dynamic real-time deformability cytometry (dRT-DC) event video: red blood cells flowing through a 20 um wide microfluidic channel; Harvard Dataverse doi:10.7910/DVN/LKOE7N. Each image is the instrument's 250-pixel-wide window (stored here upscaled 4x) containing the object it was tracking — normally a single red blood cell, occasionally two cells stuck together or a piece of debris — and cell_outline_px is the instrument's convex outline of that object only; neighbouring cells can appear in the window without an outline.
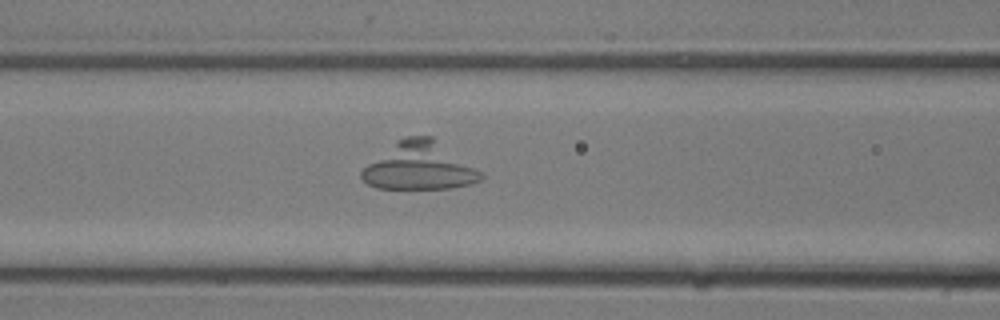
{"species": "common noctule bat (a hibernating species)", "species_latin": "Nyctalus noctula", "temperature_condition": "room temperature", "stored_images_in_passage": 21, "segment_of_instrument_passage": [1, 2], "camera_frame_rate_fps": 3000, "um_per_image_px": 0.085, "animal": {"sex": "male", "body_mass_g": 13.3}, "frame": {"image": 1, "passage_image": 6, "time_ms": 1.667, "image_size_px": [1000, 320], "cell_outline_px": [[484, 176], [480, 180], [468, 184], [448, 188], [376, 188], [368, 184], [360, 176], [360, 172], [368, 164], [396, 140], [404, 136], [432, 136], [484, 172]], "centroid_in_image_um": [35.68, 14.11], "position_along_channel_um": 130.9, "area_um2": 32.95}}
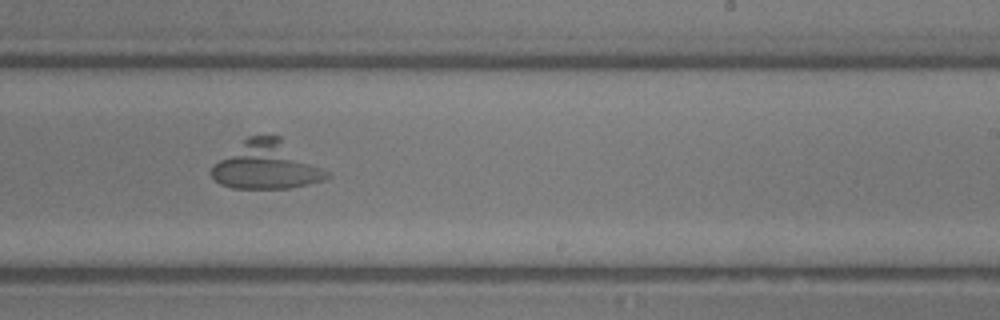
{"frame": {"image": 2, "passage_image": 11, "time_ms": 3.333, "image_size_px": [1000, 320], "cell_outline_px": [[332, 176], [324, 180], [308, 184], [288, 188], [232, 188], [220, 184], [212, 176], [212, 164], [248, 136], [280, 136], [328, 172]], "centroid_in_image_um": [22.65, 14.05], "position_along_channel_um": 266.3, "area_um2": 31.91}}
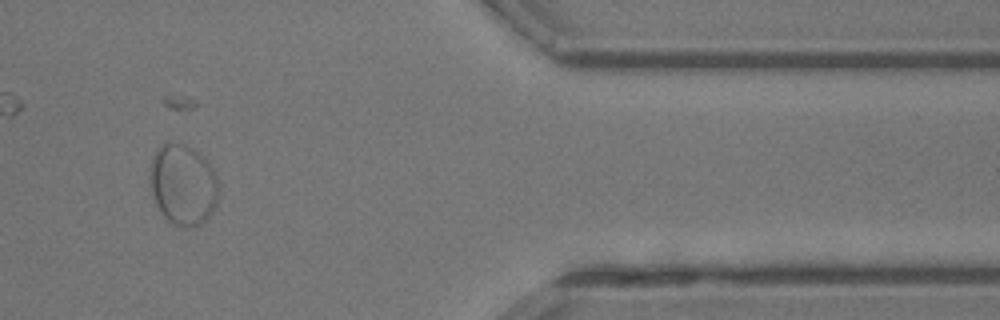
{"frame": {"image": 3, "passage_image": 17, "time_ms": 5.333, "image_size_px": [1000, 320], "cell_outline_px": [[220, 192], [216, 204], [208, 216], [200, 224], [192, 228], [184, 228], [172, 224], [160, 212], [156, 204], [148, 184], [148, 180], [152, 156], [156, 148], [168, 140], [184, 144], [192, 148], [208, 160], [216, 176], [220, 188]], "centroid_in_image_um": [15.53, 15.67], "position_along_channel_um": 395.9, "area_um2": 33.18}}